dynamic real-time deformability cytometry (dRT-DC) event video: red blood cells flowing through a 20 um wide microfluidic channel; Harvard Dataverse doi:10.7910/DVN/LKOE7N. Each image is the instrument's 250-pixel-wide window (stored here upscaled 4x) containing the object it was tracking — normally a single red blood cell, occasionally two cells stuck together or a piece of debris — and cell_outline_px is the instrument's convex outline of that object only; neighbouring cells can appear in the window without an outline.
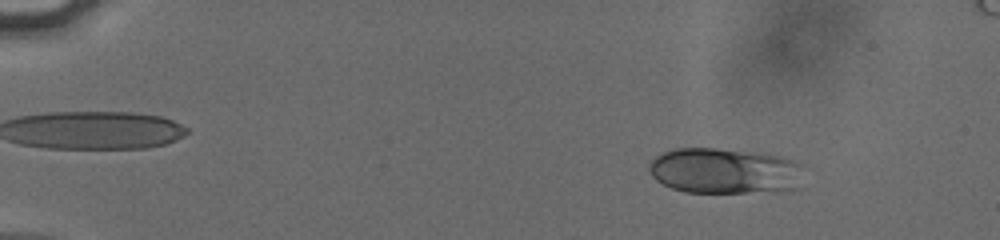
{"species": "human", "species_latin": "Homo sapiens", "temperature_condition": "cold", "stored_images_in_passage": 55, "camera_frame_rate_fps": 3000, "um_per_image_px": 0.085, "donor": {"sex": "male"}, "frame": {"image": 1, "passage_image": 8, "time_ms": 2.333, "image_size_px": [1000, 240], "cell_outline_px": [[804, 164], [800, 188], [744, 192], [688, 192], [672, 188], [656, 180], [652, 176], [648, 168], [648, 164], [660, 152], [676, 148], [716, 148], [760, 152], [780, 156], [796, 160]], "centroid_in_image_um": [61.62, 14.5], "position_along_channel_um": 23.4, "area_um2": 41.62}}
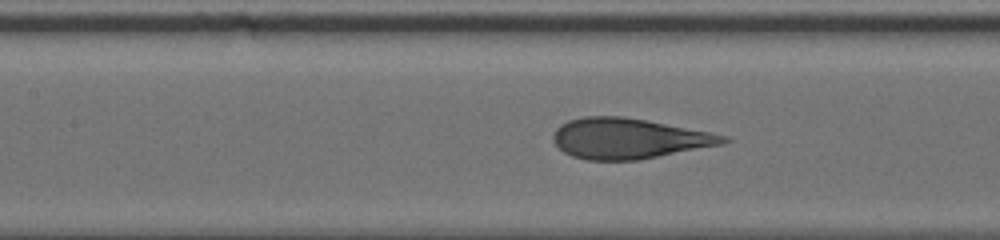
{"frame": {"image": 2, "passage_image": 27, "time_ms": 8.667, "image_size_px": [1000, 240], "cell_outline_px": [[732, 140], [724, 144], [640, 160], [588, 160], [572, 156], [564, 152], [552, 140], [552, 136], [556, 128], [560, 124], [568, 120], [584, 116], [624, 116], [648, 120], [728, 136]], "centroid_in_image_um": [53.44, 11.77], "position_along_channel_um": 154.0, "area_um2": 40.29}}
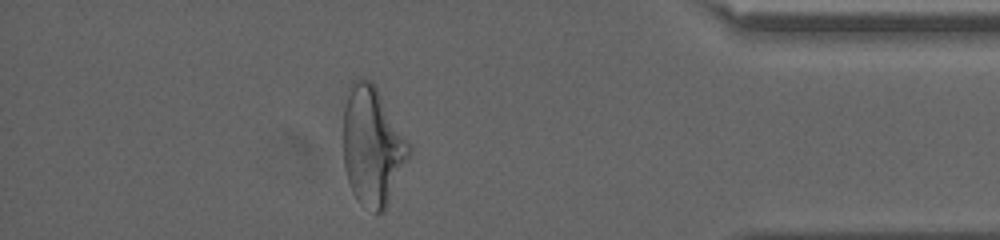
{"frame": {"image": 3, "passage_image": 49, "time_ms": 16.0, "image_size_px": [1000, 240], "cell_outline_px": [[412, 152], [384, 212], [376, 216], [360, 204], [352, 192], [344, 168], [344, 108], [348, 88], [352, 80], [360, 76], [368, 80], [376, 88], [412, 144]], "centroid_in_image_um": [31.67, 12.46], "position_along_channel_um": 403.5, "area_um2": 46.01}, "authors_computed_cell_mechanics": {"area_um2": 41.038, "velocity_mm_per_s": 3.824, "shape_relaxation_time_tau1_ms": 6.6391, "shape_relaxation_time_tau2_ms": 0.7633, "deformation_change_tau1": 0.1869, "deformation_change_tau2": 0.0487}}